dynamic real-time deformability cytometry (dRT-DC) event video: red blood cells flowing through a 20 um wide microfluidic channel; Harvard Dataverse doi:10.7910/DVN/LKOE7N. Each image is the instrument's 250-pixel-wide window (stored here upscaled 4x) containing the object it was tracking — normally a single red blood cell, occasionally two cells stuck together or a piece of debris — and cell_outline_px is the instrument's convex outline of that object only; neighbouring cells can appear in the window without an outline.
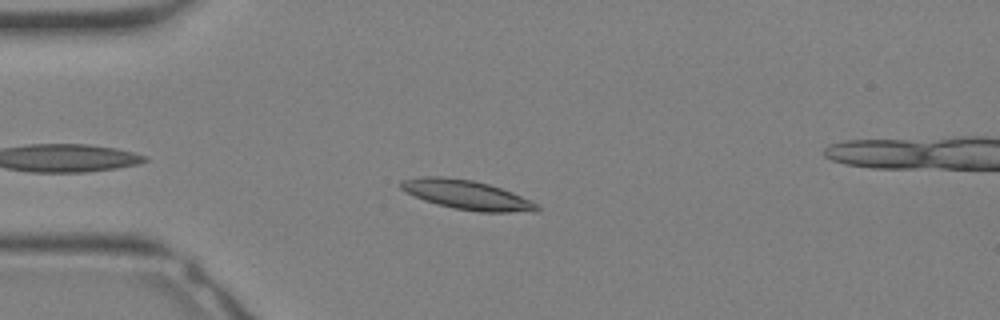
{"species": "Egyptian fruit bat (a non-hibernating species)", "species_latin": "Rousettus aegyptiacus", "temperature_condition": "warm", "stored_images_in_passage": 22, "camera_frame_rate_fps": 3000, "um_per_image_px": 0.085, "animal": {"sex": "female"}, "frame": {"image": 1, "passage_image": 3, "time_ms": 0.667, "image_size_px": [1000, 320], "cell_outline_px": [[540, 208], [536, 212], [480, 212], [452, 208], [436, 204], [424, 200], [400, 188], [400, 180], [424, 176], [440, 176], [472, 180], [488, 184], [512, 192], [536, 204]], "centroid_in_image_um": [39.66, 16.56], "position_along_channel_um": 45.3, "area_um2": 23.0}}
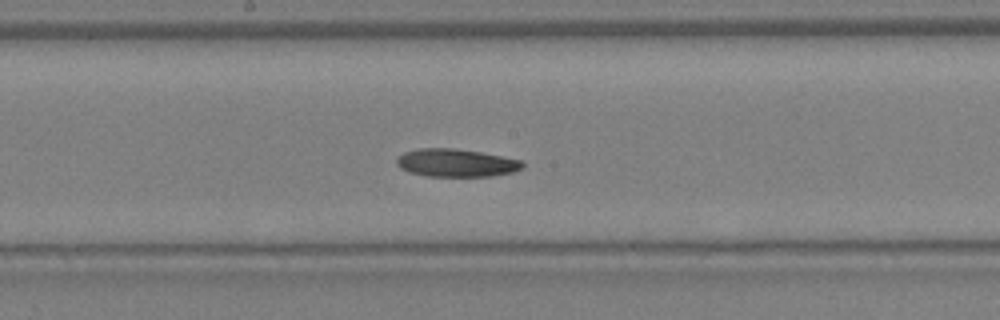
{"frame": {"image": 2, "passage_image": 12, "time_ms": 3.667, "image_size_px": [1000, 320], "cell_outline_px": [[524, 164], [520, 168], [512, 172], [492, 176], [424, 176], [408, 172], [400, 168], [396, 164], [396, 156], [404, 152], [420, 148], [452, 148], [480, 152], [524, 160]], "centroid_in_image_um": [38.73, 13.84], "position_along_channel_um": 209.5, "area_um2": 20.58}}
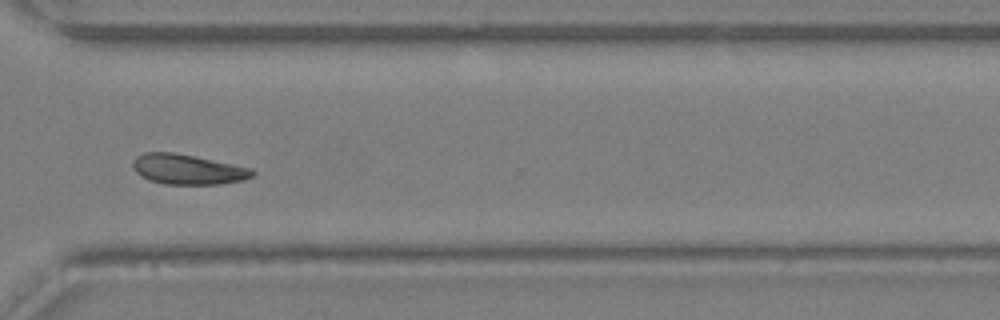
{"frame": {"image": 3, "passage_image": 19, "time_ms": 6.0, "image_size_px": [1000, 320], "cell_outline_px": [[256, 172], [252, 176], [244, 180], [220, 184], [164, 184], [140, 176], [136, 172], [132, 164], [132, 160], [136, 156], [144, 152], [172, 152], [252, 168]], "centroid_in_image_um": [15.94, 14.39], "position_along_channel_um": 354.7, "area_um2": 20.81}}